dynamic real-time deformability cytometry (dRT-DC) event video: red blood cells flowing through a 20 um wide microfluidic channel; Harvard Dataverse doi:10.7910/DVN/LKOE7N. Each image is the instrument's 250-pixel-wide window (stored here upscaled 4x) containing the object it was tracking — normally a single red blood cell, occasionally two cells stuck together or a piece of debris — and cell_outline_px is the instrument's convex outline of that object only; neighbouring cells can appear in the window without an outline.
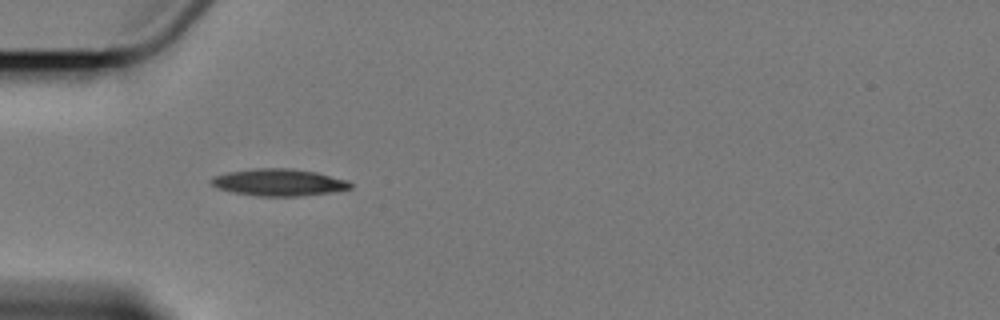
{"species": "Egyptian fruit bat (a non-hibernating species)", "species_latin": "Rousettus aegyptiacus", "temperature_condition": "cold", "stored_images_in_passage": 2, "camera_frame_rate_fps": 3000, "um_per_image_px": 0.085, "animal": {"sex": "female"}, "frame": {"image": 1, "passage_image": 1, "time_ms": 0.0, "image_size_px": [1000, 320], "cell_outline_px": [[352, 188], [332, 192], [300, 196], [256, 196], [232, 192], [220, 188], [212, 184], [208, 180], [212, 176], [228, 172], [256, 168], [292, 168], [316, 172], [348, 180], [352, 184]], "centroid_in_image_um": [23.7, 15.5], "position_along_channel_um": 61.3, "area_um2": 21.96}}